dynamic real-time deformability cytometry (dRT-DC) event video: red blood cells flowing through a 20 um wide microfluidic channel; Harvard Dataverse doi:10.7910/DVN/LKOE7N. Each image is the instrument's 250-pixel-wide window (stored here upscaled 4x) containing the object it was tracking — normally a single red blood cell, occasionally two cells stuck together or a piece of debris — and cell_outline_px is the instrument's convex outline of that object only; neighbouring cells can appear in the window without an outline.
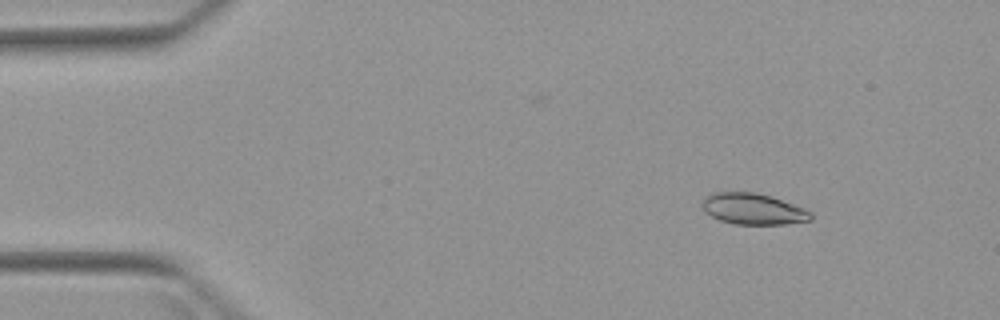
{"species": "Egyptian fruit bat (a non-hibernating species)", "species_latin": "Rousettus aegyptiacus", "temperature_condition": "warm", "stored_images_in_passage": 4, "camera_frame_rate_fps": 3000, "um_per_image_px": 0.085, "animal": {"sex": "female"}, "frame": {"image": 1, "passage_image": 1, "time_ms": 0.0, "image_size_px": [1000, 320], "cell_outline_px": [[812, 220], [784, 224], [736, 224], [720, 220], [704, 212], [700, 204], [712, 192], [756, 192], [772, 196], [804, 208], [812, 212]], "centroid_in_image_um": [64.02, 17.75], "position_along_channel_um": 21.0, "area_um2": 19.77}}
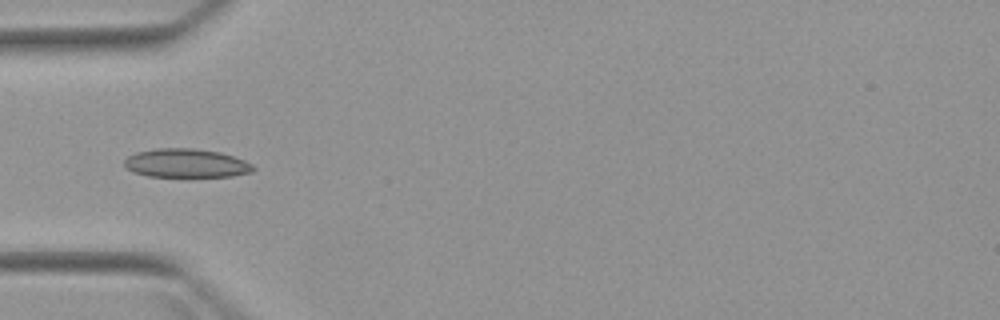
{"frame": {"image": 2, "passage_image": 3, "time_ms": 3.333, "image_size_px": [1000, 320], "cell_outline_px": [[256, 168], [252, 172], [232, 176], [148, 176], [132, 172], [124, 168], [124, 160], [128, 156], [136, 152], [156, 148], [192, 148], [220, 152], [244, 160], [252, 164]], "centroid_in_image_um": [15.79, 13.87], "position_along_channel_um": 69.2, "area_um2": 21.62}}
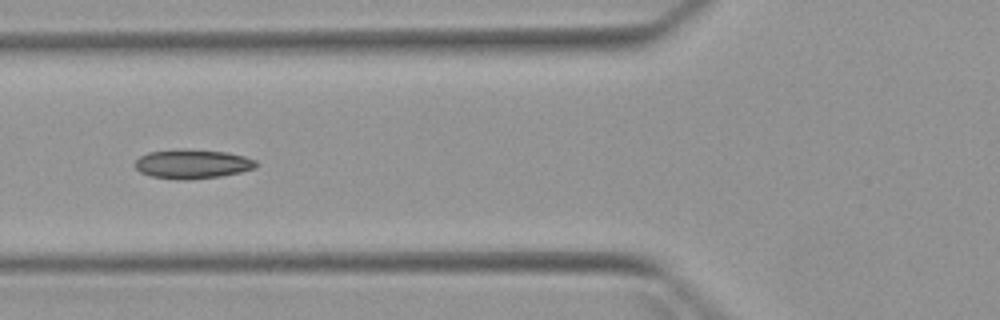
{"frame": {"image": 3, "passage_image": 4, "time_ms": 4.333, "image_size_px": [1000, 320], "cell_outline_px": [[256, 168], [240, 172], [220, 176], [184, 180], [152, 176], [140, 172], [136, 168], [136, 160], [140, 156], [148, 152], [176, 148], [184, 148], [224, 152], [244, 156], [256, 160]], "centroid_in_image_um": [16.34, 13.92], "position_along_channel_um": 109.5, "area_um2": 20.58}}